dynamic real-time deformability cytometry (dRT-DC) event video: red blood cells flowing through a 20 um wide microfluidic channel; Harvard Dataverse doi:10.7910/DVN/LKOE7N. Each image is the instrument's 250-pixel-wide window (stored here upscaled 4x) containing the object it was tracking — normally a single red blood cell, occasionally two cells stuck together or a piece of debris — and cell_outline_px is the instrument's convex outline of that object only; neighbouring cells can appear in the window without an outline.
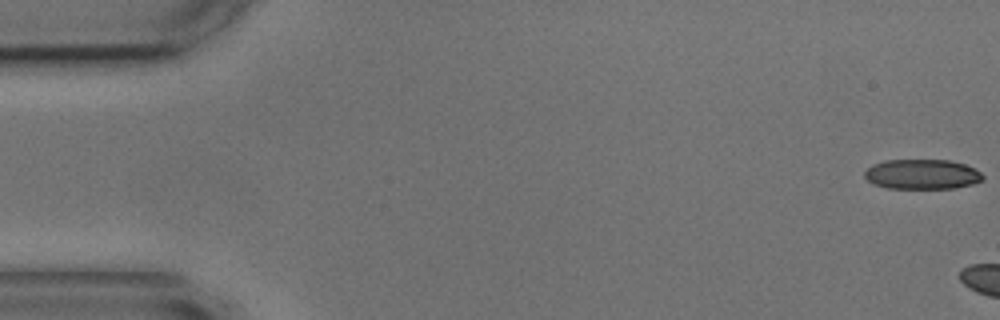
{"species": "common noctule bat (a hibernating species)", "species_latin": "Nyctalus noctula", "temperature_condition": "cold", "stored_images_in_passage": 5, "camera_frame_rate_fps": 3000, "um_per_image_px": 0.085, "animal": {"sex": "male", "body_mass_g": 17.9, "forearm_length_mm": 54.2}, "frame": {"image": 1, "passage_image": 1, "time_ms": 0.0, "image_size_px": [1000, 320], "cell_outline_px": [[984, 180], [972, 184], [956, 188], [888, 188], [876, 184], [868, 180], [864, 176], [864, 172], [872, 164], [888, 160], [948, 160], [964, 164], [980, 172], [984, 176]], "centroid_in_image_um": [78.39, 14.81], "position_along_channel_um": 6.6, "area_um2": 20.46}}